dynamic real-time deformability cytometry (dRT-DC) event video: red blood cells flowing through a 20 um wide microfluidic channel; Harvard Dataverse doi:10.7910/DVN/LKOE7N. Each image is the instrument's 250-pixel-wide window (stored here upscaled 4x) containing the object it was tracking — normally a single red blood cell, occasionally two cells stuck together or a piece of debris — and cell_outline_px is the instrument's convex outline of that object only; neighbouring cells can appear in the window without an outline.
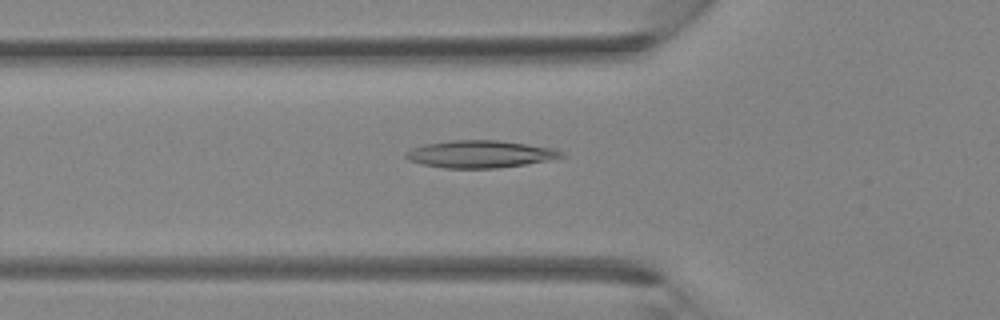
{"species": "Egyptian fruit bat (a non-hibernating species)", "species_latin": "Rousettus aegyptiacus", "temperature_condition": "room temperature", "stored_images_in_passage": 33, "camera_frame_rate_fps": 3000, "um_per_image_px": 0.085, "animal": {"sex": "female"}, "frame": {"image": 1, "passage_image": 8, "time_ms": 2.333, "image_size_px": [1000, 320], "cell_outline_px": [[568, 156], [548, 160], [524, 164], [496, 168], [444, 168], [420, 164], [408, 160], [404, 156], [404, 152], [412, 148], [424, 144], [452, 140], [496, 140], [528, 144], [556, 148], [564, 152]], "centroid_in_image_um": [40.81, 13.09], "position_along_channel_um": 85.0, "area_um2": 24.97}}
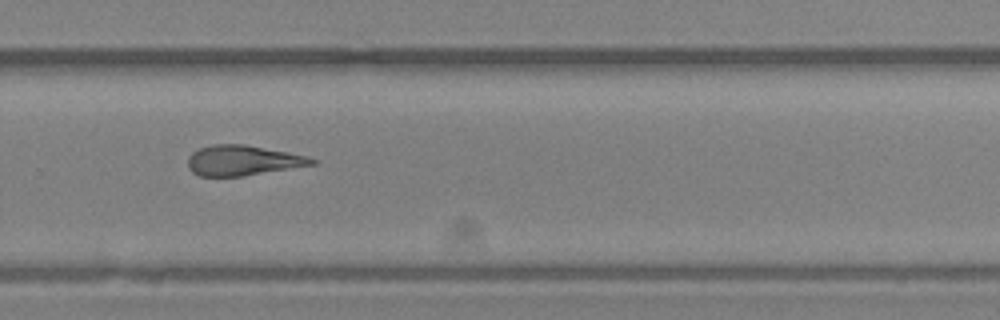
{"frame": {"image": 2, "passage_image": 21, "time_ms": 6.667, "image_size_px": [1000, 320], "cell_outline_px": [[316, 164], [240, 176], [200, 176], [192, 172], [188, 168], [188, 156], [192, 152], [200, 148], [212, 144], [244, 144], [288, 152], [308, 156], [316, 160]], "centroid_in_image_um": [20.61, 13.63], "position_along_channel_um": 309.2, "area_um2": 21.68}}
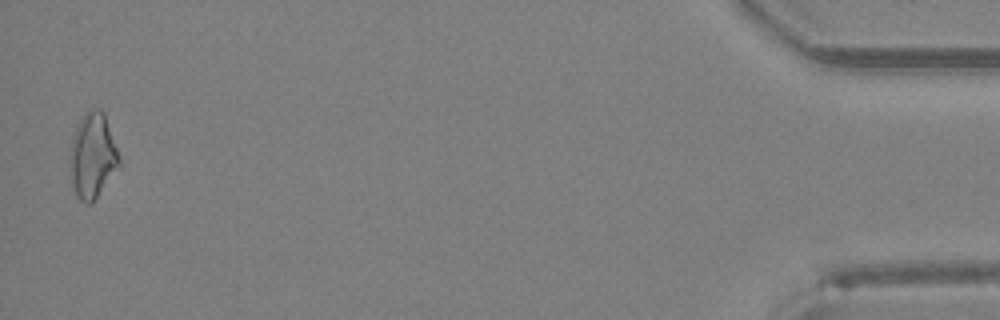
{"frame": {"image": 3, "passage_image": 33, "time_ms": 10.667, "image_size_px": [1000, 320], "cell_outline_px": [[120, 168], [92, 204], [84, 204], [76, 196], [72, 184], [72, 140], [76, 124], [92, 108], [100, 108], [104, 112], [120, 156]], "centroid_in_image_um": [7.93, 13.28], "position_along_channel_um": 427.3, "area_um2": 24.33}}